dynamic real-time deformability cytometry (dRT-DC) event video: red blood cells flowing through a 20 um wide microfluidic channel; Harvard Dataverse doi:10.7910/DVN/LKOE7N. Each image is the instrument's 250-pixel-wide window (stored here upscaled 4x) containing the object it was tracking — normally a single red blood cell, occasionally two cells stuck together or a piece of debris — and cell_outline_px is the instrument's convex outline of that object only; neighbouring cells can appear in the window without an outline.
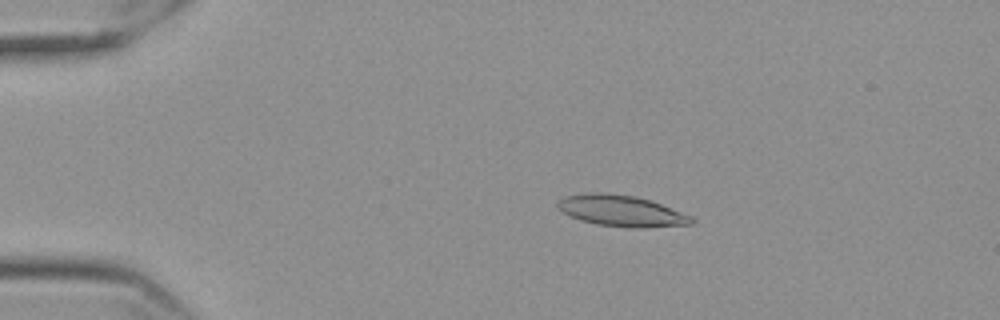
{"species": "Egyptian fruit bat (a non-hibernating species)", "species_latin": "Rousettus aegyptiacus", "temperature_condition": "cold", "stored_images_in_passage": 58, "camera_frame_rate_fps": 3000, "um_per_image_px": 0.085, "frame": {"image": 1, "passage_image": 12, "time_ms": 3.667, "image_size_px": [1000, 320], "cell_outline_px": [[696, 220], [692, 224], [640, 228], [628, 228], [596, 224], [580, 220], [556, 208], [556, 204], [564, 196], [588, 192], [600, 192], [632, 196], [648, 200], [660, 204], [692, 216]], "centroid_in_image_um": [52.8, 17.93], "position_along_channel_um": 32.2, "area_um2": 24.16}}
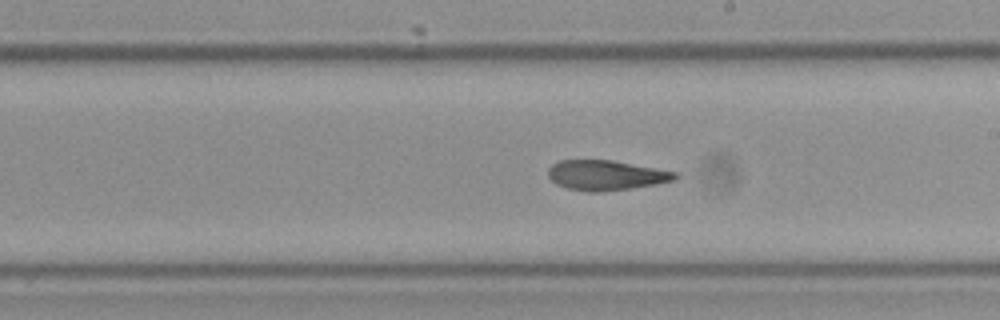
{"frame": {"image": 2, "passage_image": 34, "time_ms": 11.0, "image_size_px": [1000, 320], "cell_outline_px": [[680, 176], [676, 180], [656, 184], [632, 188], [596, 192], [588, 192], [568, 188], [556, 184], [548, 176], [548, 168], [552, 164], [560, 160], [612, 160], [680, 172]], "centroid_in_image_um": [51.56, 14.89], "position_along_channel_um": 237.4, "area_um2": 22.37}}
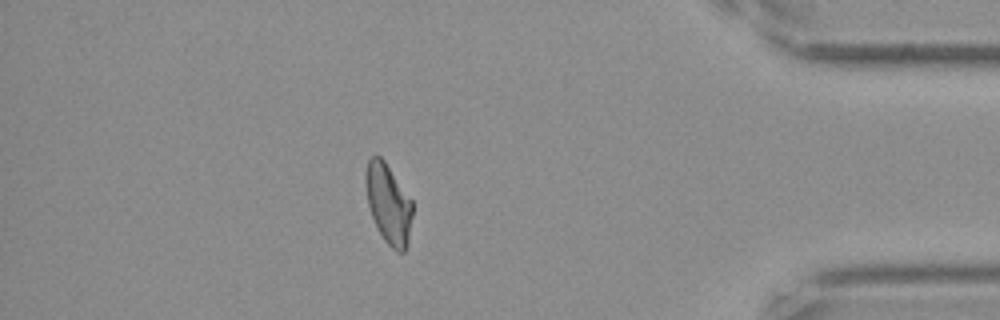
{"frame": {"image": 3, "passage_image": 51, "time_ms": 16.667, "image_size_px": [1000, 320], "cell_outline_px": [[412, 216], [408, 244], [404, 252], [396, 252], [384, 240], [372, 216], [368, 204], [364, 180], [364, 176], [368, 160], [372, 156], [380, 156], [384, 160], [412, 200]], "centroid_in_image_um": [33.01, 17.32], "position_along_channel_um": 402.2, "area_um2": 21.68}, "authors_computed_cell_mechanics": {"area_um2": 22.831, "velocity_mm_per_s": 3.5525, "shape_relaxation_time_tau1_ms": null, "shape_relaxation_time_tau2_ms": 3.6668, "deformation_change_tau1": null, "deformation_change_tau2": 0.1005}}